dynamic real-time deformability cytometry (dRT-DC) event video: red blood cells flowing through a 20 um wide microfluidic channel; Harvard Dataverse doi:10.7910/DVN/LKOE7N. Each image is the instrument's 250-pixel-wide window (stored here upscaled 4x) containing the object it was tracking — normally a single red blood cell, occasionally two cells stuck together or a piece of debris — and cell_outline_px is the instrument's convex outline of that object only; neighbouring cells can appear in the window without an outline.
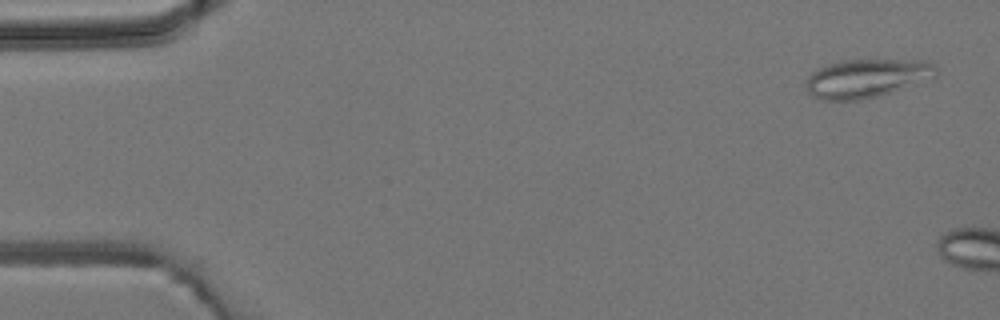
{"species": "common noctule bat (a hibernating species)", "species_latin": "Nyctalus noctula", "temperature_condition": "room temperature", "stored_images_in_passage": 4, "camera_frame_rate_fps": 3000, "um_per_image_px": 0.085, "animal": {"sex": "male", "body_mass_g": 19.2, "forearm_length_mm": 51.8}, "frame": {"image": 1, "passage_image": 4, "time_ms": 4.667, "image_size_px": [1000, 320], "cell_outline_px": [[936, 76], [920, 84], [876, 96], [860, 100], [820, 100], [812, 96], [808, 92], [808, 76], [816, 68], [840, 60], [924, 60], [932, 64], [936, 68]], "centroid_in_image_um": [73.68, 6.65], "position_along_channel_um": 11.3, "area_um2": 29.3}}